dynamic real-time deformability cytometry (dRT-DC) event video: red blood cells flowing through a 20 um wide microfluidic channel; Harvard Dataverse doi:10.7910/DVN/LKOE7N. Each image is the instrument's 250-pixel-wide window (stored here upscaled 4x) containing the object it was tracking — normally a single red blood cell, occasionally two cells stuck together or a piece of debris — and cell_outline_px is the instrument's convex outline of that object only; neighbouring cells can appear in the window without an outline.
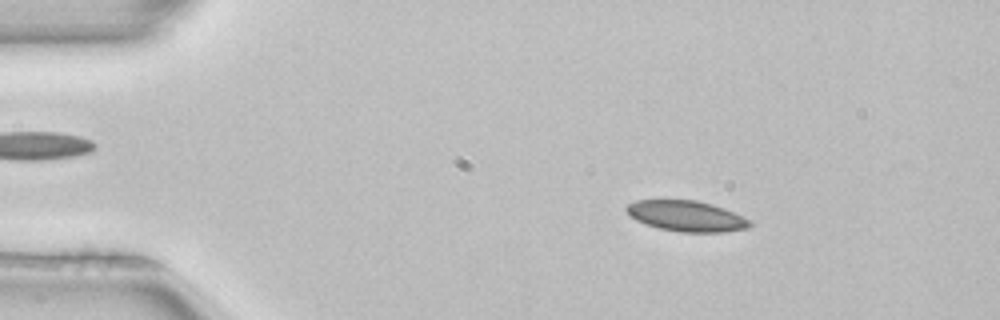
{"species": "common noctule bat (a hibernating species)", "species_latin": "Nyctalus noctula", "temperature_condition": "room temperature", "stored_images_in_passage": 51, "camera_frame_rate_fps": 3000, "um_per_image_px": 0.085, "animal": {"sex": "female", "body_mass_g": 22.7, "forearm_length_mm": 54.2}, "frame": {"image": 1, "passage_image": 8, "time_ms": 2.333, "image_size_px": [1000, 320], "cell_outline_px": [[752, 224], [748, 228], [724, 232], [680, 232], [660, 228], [644, 224], [628, 216], [624, 208], [628, 204], [636, 200], [696, 200], [712, 204], [724, 208], [748, 220]], "centroid_in_image_um": [58.28, 18.36], "position_along_channel_um": 26.7, "area_um2": 22.02}}
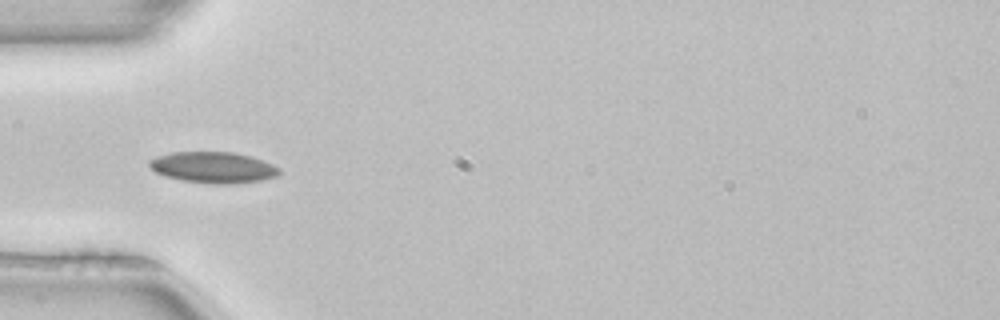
{"frame": {"image": 2, "passage_image": 16, "time_ms": 5.0, "image_size_px": [1000, 320], "cell_outline_px": [[280, 172], [276, 176], [260, 180], [232, 184], [216, 184], [184, 180], [164, 176], [156, 172], [148, 164], [148, 160], [156, 156], [172, 152], [232, 152], [252, 156], [264, 160], [280, 168]], "centroid_in_image_um": [18.12, 14.22], "position_along_channel_um": 66.9, "area_um2": 23.52}}
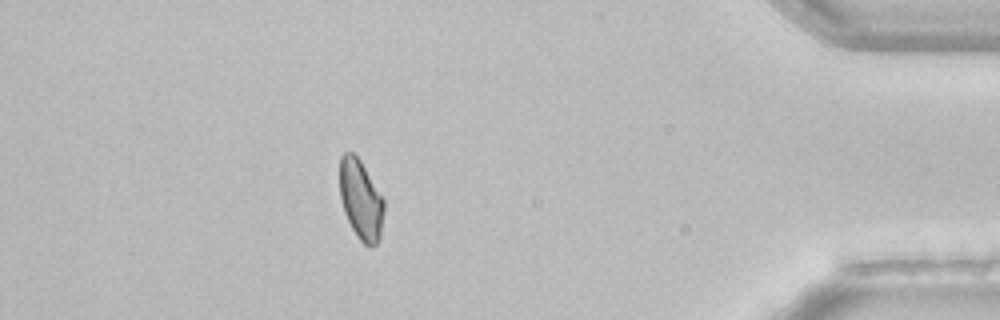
{"frame": {"image": 3, "passage_image": 45, "time_ms": 14.667, "image_size_px": [1000, 320], "cell_outline_px": [[384, 212], [380, 240], [372, 248], [368, 248], [356, 236], [344, 212], [340, 200], [340, 156], [344, 152], [352, 152], [360, 160], [384, 200]], "centroid_in_image_um": [30.67, 17.02], "position_along_channel_um": 404.5, "area_um2": 20.69}, "authors_computed_cell_mechanics": {"area_um2": 21.8484, "velocity_mm_per_s": 3.9926, "shape_relaxation_time_tau1_ms": 10.1074, "shape_relaxation_time_tau2_ms": 4.2651, "deformation_change_tau1": 0.1473, "deformation_change_tau2": 0.0696}}